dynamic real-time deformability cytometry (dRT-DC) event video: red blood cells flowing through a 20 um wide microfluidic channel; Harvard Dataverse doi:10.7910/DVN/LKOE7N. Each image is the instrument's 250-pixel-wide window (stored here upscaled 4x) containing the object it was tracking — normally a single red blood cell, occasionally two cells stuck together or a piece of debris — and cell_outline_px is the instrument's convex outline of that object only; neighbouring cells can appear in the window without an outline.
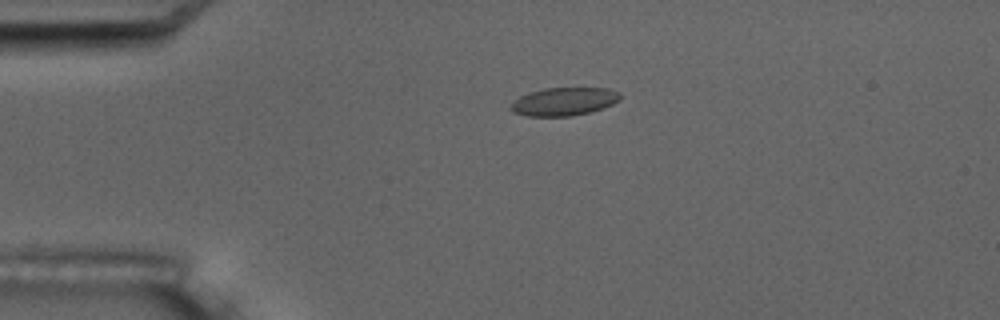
{"species": "common noctule bat (a hibernating species)", "species_latin": "Nyctalus noctula", "temperature_condition": "room temperature", "stored_images_in_passage": 2, "camera_frame_rate_fps": 3000, "um_per_image_px": 0.085, "animal": {"sex": "male", "body_mass_g": 17.5, "forearm_length_mm": 52.3}, "frame": {"image": 1, "passage_image": 1, "time_ms": 0.0, "image_size_px": [1000, 320], "cell_outline_px": [[620, 100], [604, 108], [572, 116], [528, 116], [512, 112], [508, 108], [520, 96], [528, 92], [544, 88], [608, 88], [620, 92]], "centroid_in_image_um": [47.94, 8.63], "position_along_channel_um": 37.1, "area_um2": 17.98}}